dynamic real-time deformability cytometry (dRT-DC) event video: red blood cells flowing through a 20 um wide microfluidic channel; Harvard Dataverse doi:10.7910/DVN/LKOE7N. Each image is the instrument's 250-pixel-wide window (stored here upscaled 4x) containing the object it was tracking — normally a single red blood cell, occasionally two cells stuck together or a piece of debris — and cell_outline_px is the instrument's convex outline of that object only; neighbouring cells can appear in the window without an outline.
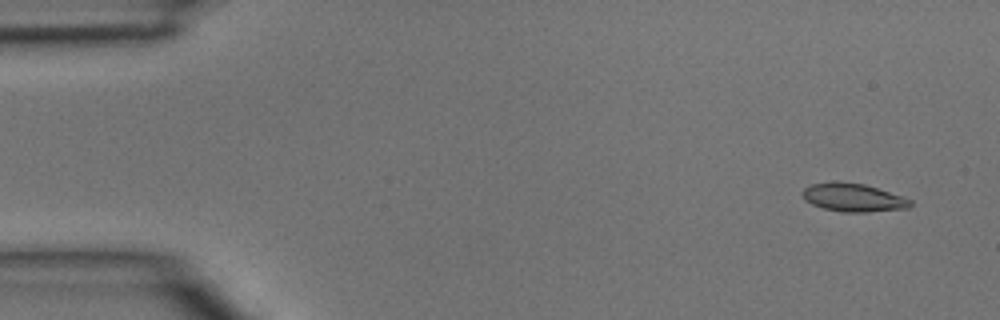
{"species": "common noctule bat (a hibernating species)", "species_latin": "Nyctalus noctula", "temperature_condition": "room temperature", "stored_images_in_passage": 8, "camera_frame_rate_fps": 3000, "um_per_image_px": 0.085, "animal": {"sex": "male", "body_mass_g": 15.6}, "frame": {"image": 1, "passage_image": 3, "time_ms": 0.667, "image_size_px": [1000, 320], "cell_outline_px": [[912, 204], [908, 208], [864, 212], [840, 212], [824, 208], [812, 204], [804, 200], [800, 192], [804, 188], [812, 184], [864, 184], [912, 200]], "centroid_in_image_um": [72.51, 16.84], "position_along_channel_um": 12.5, "area_um2": 16.99}}